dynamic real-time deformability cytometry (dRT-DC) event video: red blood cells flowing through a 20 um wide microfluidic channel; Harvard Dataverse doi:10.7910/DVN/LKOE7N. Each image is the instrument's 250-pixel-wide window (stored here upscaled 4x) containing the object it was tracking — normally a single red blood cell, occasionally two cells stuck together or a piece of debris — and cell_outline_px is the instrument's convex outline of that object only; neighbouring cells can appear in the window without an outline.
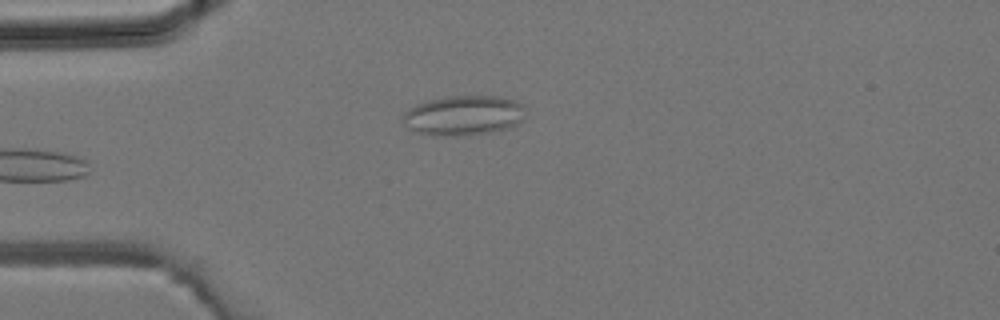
{"species": "common noctule bat (a hibernating species)", "species_latin": "Nyctalus noctula", "temperature_condition": "room temperature", "stored_images_in_passage": 3, "camera_frame_rate_fps": 3000, "um_per_image_px": 0.085, "animal": {"sex": "male", "body_mass_g": 19.2, "forearm_length_mm": 51.8}, "frame": {"image": 1, "passage_image": 3, "time_ms": 0.667, "image_size_px": [1000, 320], "cell_outline_px": [[524, 120], [512, 128], [492, 132], [452, 136], [436, 136], [416, 132], [408, 128], [404, 120], [404, 112], [416, 104], [428, 100], [448, 96], [500, 96], [516, 100], [524, 104]], "centroid_in_image_um": [39.46, 9.81], "position_along_channel_um": 45.5, "area_um2": 28.78}}